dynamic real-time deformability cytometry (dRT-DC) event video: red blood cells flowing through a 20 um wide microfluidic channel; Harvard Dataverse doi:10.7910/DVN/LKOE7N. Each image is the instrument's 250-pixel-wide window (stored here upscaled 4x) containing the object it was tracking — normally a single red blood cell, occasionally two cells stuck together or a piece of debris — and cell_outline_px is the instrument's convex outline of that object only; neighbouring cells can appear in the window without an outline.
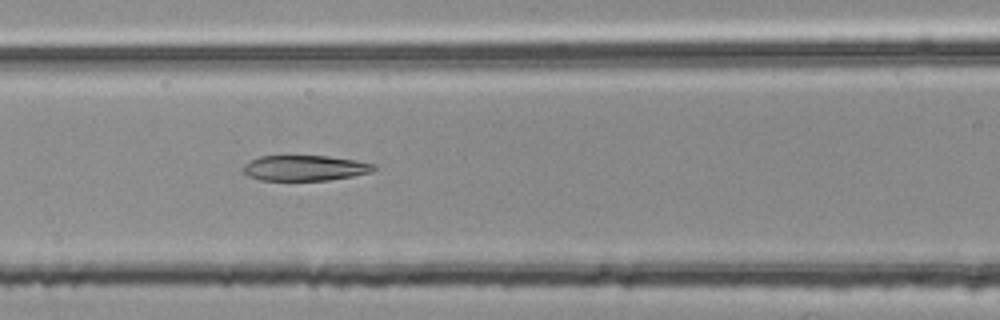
{"species": "common noctule bat (a hibernating species)", "species_latin": "Nyctalus noctula", "temperature_condition": "room temperature", "stored_images_in_passage": 46, "camera_frame_rate_fps": 3000, "um_per_image_px": 0.085, "animal": {"sex": "female", "body_mass_g": 25.1}, "frame": {"image": 1, "passage_image": 15, "time_ms": 4.667, "image_size_px": [1000, 320], "cell_outline_px": [[376, 168], [372, 172], [352, 176], [328, 180], [260, 180], [248, 176], [244, 172], [244, 164], [260, 156], [328, 156], [356, 160], [376, 164]], "centroid_in_image_um": [25.95, 14.28], "position_along_channel_um": 140.7, "area_um2": 19.31}}
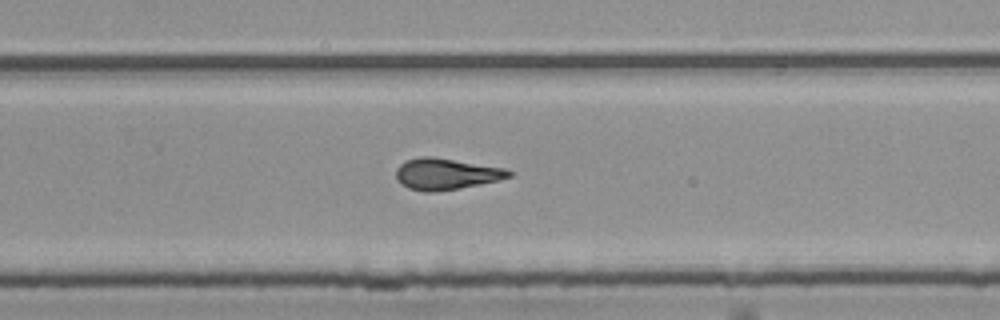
{"frame": {"image": 2, "passage_image": 27, "time_ms": 8.667, "image_size_px": [1000, 320], "cell_outline_px": [[512, 176], [500, 180], [460, 188], [428, 192], [408, 188], [400, 184], [396, 180], [396, 168], [400, 164], [408, 160], [420, 156], [432, 156], [504, 168], [512, 172]], "centroid_in_image_um": [37.89, 14.78], "position_along_channel_um": 291.9, "area_um2": 20.52}}
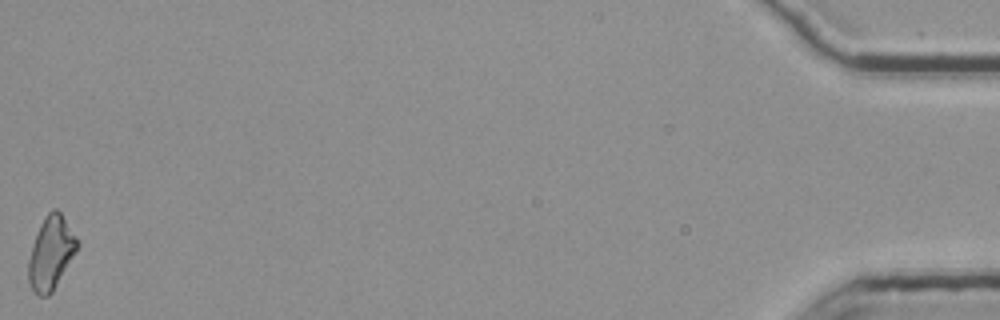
{"frame": {"image": 3, "passage_image": 46, "time_ms": 15.0, "image_size_px": [1000, 320], "cell_outline_px": [[80, 244], [76, 252], [52, 292], [48, 296], [36, 296], [28, 280], [28, 260], [32, 244], [40, 224], [44, 216], [52, 208], [56, 208], [60, 212], [76, 236]], "centroid_in_image_um": [4.32, 21.5], "position_along_channel_um": 430.9, "area_um2": 20.81}, "authors_computed_cell_mechanics": {"area_um2": 20.3456, "velocity_mm_per_s": 3.7921, "shape_relaxation_time_tau1_ms": null, "shape_relaxation_time_tau2_ms": 4.0123, "deformation_change_tau1": null, "deformation_change_tau2": 0.1364}}